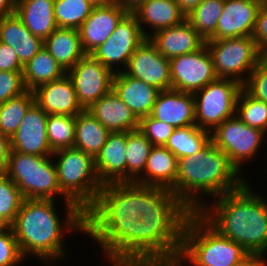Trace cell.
<instances>
[{"label": "cell", "instance_id": "6da1fadb", "mask_svg": "<svg viewBox=\"0 0 267 266\" xmlns=\"http://www.w3.org/2000/svg\"><path fill=\"white\" fill-rule=\"evenodd\" d=\"M148 211H190L170 190L134 182L102 186L85 212V233L104 254L139 256V222Z\"/></svg>", "mask_w": 267, "mask_h": 266}, {"label": "cell", "instance_id": "7a4b0ae2", "mask_svg": "<svg viewBox=\"0 0 267 266\" xmlns=\"http://www.w3.org/2000/svg\"><path fill=\"white\" fill-rule=\"evenodd\" d=\"M55 203V200H23L11 228L25 259L32 254L47 266H54L57 260L66 258L65 235L71 231L85 233V213L74 202H64L66 216L62 221Z\"/></svg>", "mask_w": 267, "mask_h": 266}, {"label": "cell", "instance_id": "3957f363", "mask_svg": "<svg viewBox=\"0 0 267 266\" xmlns=\"http://www.w3.org/2000/svg\"><path fill=\"white\" fill-rule=\"evenodd\" d=\"M250 182L202 206L198 213L248 253L267 254V199ZM213 203V204H212Z\"/></svg>", "mask_w": 267, "mask_h": 266}, {"label": "cell", "instance_id": "277c9868", "mask_svg": "<svg viewBox=\"0 0 267 266\" xmlns=\"http://www.w3.org/2000/svg\"><path fill=\"white\" fill-rule=\"evenodd\" d=\"M244 178L210 140L193 156L178 159V173L170 191L191 212H198L207 202L204 197L211 199L235 191L247 181Z\"/></svg>", "mask_w": 267, "mask_h": 266}, {"label": "cell", "instance_id": "5b68a950", "mask_svg": "<svg viewBox=\"0 0 267 266\" xmlns=\"http://www.w3.org/2000/svg\"><path fill=\"white\" fill-rule=\"evenodd\" d=\"M249 253L221 235L198 212L187 217L179 256L190 266H232Z\"/></svg>", "mask_w": 267, "mask_h": 266}, {"label": "cell", "instance_id": "8992f818", "mask_svg": "<svg viewBox=\"0 0 267 266\" xmlns=\"http://www.w3.org/2000/svg\"><path fill=\"white\" fill-rule=\"evenodd\" d=\"M52 158L56 162L64 201L74 202L85 213L95 203L103 186L98 179L94 158L74 147L56 151Z\"/></svg>", "mask_w": 267, "mask_h": 266}, {"label": "cell", "instance_id": "52a82bcc", "mask_svg": "<svg viewBox=\"0 0 267 266\" xmlns=\"http://www.w3.org/2000/svg\"><path fill=\"white\" fill-rule=\"evenodd\" d=\"M191 211H148L139 222V256L149 261L178 256Z\"/></svg>", "mask_w": 267, "mask_h": 266}, {"label": "cell", "instance_id": "ba28073f", "mask_svg": "<svg viewBox=\"0 0 267 266\" xmlns=\"http://www.w3.org/2000/svg\"><path fill=\"white\" fill-rule=\"evenodd\" d=\"M52 156L25 154L11 149L6 175L24 199L55 200L62 196Z\"/></svg>", "mask_w": 267, "mask_h": 266}, {"label": "cell", "instance_id": "9c48e42d", "mask_svg": "<svg viewBox=\"0 0 267 266\" xmlns=\"http://www.w3.org/2000/svg\"><path fill=\"white\" fill-rule=\"evenodd\" d=\"M206 46L217 77L233 79L242 85L262 55L252 36L206 40Z\"/></svg>", "mask_w": 267, "mask_h": 266}, {"label": "cell", "instance_id": "30bf717a", "mask_svg": "<svg viewBox=\"0 0 267 266\" xmlns=\"http://www.w3.org/2000/svg\"><path fill=\"white\" fill-rule=\"evenodd\" d=\"M241 89L242 84L236 80L217 78L194 92L196 126L211 133L226 119L235 116Z\"/></svg>", "mask_w": 267, "mask_h": 266}, {"label": "cell", "instance_id": "8fae6325", "mask_svg": "<svg viewBox=\"0 0 267 266\" xmlns=\"http://www.w3.org/2000/svg\"><path fill=\"white\" fill-rule=\"evenodd\" d=\"M265 136L264 132L246 125L235 115L217 126L210 133V140L242 175L244 163L257 157Z\"/></svg>", "mask_w": 267, "mask_h": 266}, {"label": "cell", "instance_id": "7c38bea8", "mask_svg": "<svg viewBox=\"0 0 267 266\" xmlns=\"http://www.w3.org/2000/svg\"><path fill=\"white\" fill-rule=\"evenodd\" d=\"M145 39L137 17L133 13H127L117 24L110 38L97 47L91 55L113 72H121ZM115 65H120L121 68Z\"/></svg>", "mask_w": 267, "mask_h": 266}, {"label": "cell", "instance_id": "4fadbf2b", "mask_svg": "<svg viewBox=\"0 0 267 266\" xmlns=\"http://www.w3.org/2000/svg\"><path fill=\"white\" fill-rule=\"evenodd\" d=\"M114 74L91 54H85L67 71L83 110L89 109L102 96L112 91Z\"/></svg>", "mask_w": 267, "mask_h": 266}, {"label": "cell", "instance_id": "5bb4252c", "mask_svg": "<svg viewBox=\"0 0 267 266\" xmlns=\"http://www.w3.org/2000/svg\"><path fill=\"white\" fill-rule=\"evenodd\" d=\"M171 89L194 93L218 77L206 44L199 50L170 59Z\"/></svg>", "mask_w": 267, "mask_h": 266}, {"label": "cell", "instance_id": "9a60e30c", "mask_svg": "<svg viewBox=\"0 0 267 266\" xmlns=\"http://www.w3.org/2000/svg\"><path fill=\"white\" fill-rule=\"evenodd\" d=\"M123 72L160 91L171 89L170 60L157 51L149 38L138 46Z\"/></svg>", "mask_w": 267, "mask_h": 266}, {"label": "cell", "instance_id": "2e32d148", "mask_svg": "<svg viewBox=\"0 0 267 266\" xmlns=\"http://www.w3.org/2000/svg\"><path fill=\"white\" fill-rule=\"evenodd\" d=\"M47 116L48 114L34 103L10 138L11 149L25 154L52 156L47 138Z\"/></svg>", "mask_w": 267, "mask_h": 266}, {"label": "cell", "instance_id": "e0dca14e", "mask_svg": "<svg viewBox=\"0 0 267 266\" xmlns=\"http://www.w3.org/2000/svg\"><path fill=\"white\" fill-rule=\"evenodd\" d=\"M127 13L114 1L103 7L92 8L89 17L79 28L81 46L85 54H91L109 39L117 24Z\"/></svg>", "mask_w": 267, "mask_h": 266}, {"label": "cell", "instance_id": "ac0fdd59", "mask_svg": "<svg viewBox=\"0 0 267 266\" xmlns=\"http://www.w3.org/2000/svg\"><path fill=\"white\" fill-rule=\"evenodd\" d=\"M259 8L249 0H225L215 33L208 40L252 36Z\"/></svg>", "mask_w": 267, "mask_h": 266}, {"label": "cell", "instance_id": "d6986e66", "mask_svg": "<svg viewBox=\"0 0 267 266\" xmlns=\"http://www.w3.org/2000/svg\"><path fill=\"white\" fill-rule=\"evenodd\" d=\"M150 116L175 129L196 125L193 93L174 89L160 91Z\"/></svg>", "mask_w": 267, "mask_h": 266}, {"label": "cell", "instance_id": "ffe728a7", "mask_svg": "<svg viewBox=\"0 0 267 266\" xmlns=\"http://www.w3.org/2000/svg\"><path fill=\"white\" fill-rule=\"evenodd\" d=\"M149 40L167 59L195 52L206 44L197 31L185 19L182 23L152 33Z\"/></svg>", "mask_w": 267, "mask_h": 266}, {"label": "cell", "instance_id": "44dd1931", "mask_svg": "<svg viewBox=\"0 0 267 266\" xmlns=\"http://www.w3.org/2000/svg\"><path fill=\"white\" fill-rule=\"evenodd\" d=\"M33 94L35 103L47 114L76 116L83 111L77 100L73 83L67 74L39 86Z\"/></svg>", "mask_w": 267, "mask_h": 266}, {"label": "cell", "instance_id": "7402d4cb", "mask_svg": "<svg viewBox=\"0 0 267 266\" xmlns=\"http://www.w3.org/2000/svg\"><path fill=\"white\" fill-rule=\"evenodd\" d=\"M127 132H110L96 156L95 169L102 185L126 182Z\"/></svg>", "mask_w": 267, "mask_h": 266}, {"label": "cell", "instance_id": "603a6c76", "mask_svg": "<svg viewBox=\"0 0 267 266\" xmlns=\"http://www.w3.org/2000/svg\"><path fill=\"white\" fill-rule=\"evenodd\" d=\"M112 90L139 120L151 114L160 92L159 89L135 79L123 71L114 74Z\"/></svg>", "mask_w": 267, "mask_h": 266}, {"label": "cell", "instance_id": "cb8c5ba5", "mask_svg": "<svg viewBox=\"0 0 267 266\" xmlns=\"http://www.w3.org/2000/svg\"><path fill=\"white\" fill-rule=\"evenodd\" d=\"M109 132H128L139 129V119L113 92L102 96L87 109Z\"/></svg>", "mask_w": 267, "mask_h": 266}, {"label": "cell", "instance_id": "d4e9b609", "mask_svg": "<svg viewBox=\"0 0 267 266\" xmlns=\"http://www.w3.org/2000/svg\"><path fill=\"white\" fill-rule=\"evenodd\" d=\"M0 42L16 51L23 66L44 46L43 41L25 27L16 13L0 16Z\"/></svg>", "mask_w": 267, "mask_h": 266}, {"label": "cell", "instance_id": "484cf974", "mask_svg": "<svg viewBox=\"0 0 267 266\" xmlns=\"http://www.w3.org/2000/svg\"><path fill=\"white\" fill-rule=\"evenodd\" d=\"M133 14L137 17L142 33L148 38L152 33L176 26L186 19L176 0H147ZM145 25L153 30L148 32Z\"/></svg>", "mask_w": 267, "mask_h": 266}, {"label": "cell", "instance_id": "4316f807", "mask_svg": "<svg viewBox=\"0 0 267 266\" xmlns=\"http://www.w3.org/2000/svg\"><path fill=\"white\" fill-rule=\"evenodd\" d=\"M177 173L178 158L165 146H153L143 174L134 183L170 190Z\"/></svg>", "mask_w": 267, "mask_h": 266}, {"label": "cell", "instance_id": "83f0119b", "mask_svg": "<svg viewBox=\"0 0 267 266\" xmlns=\"http://www.w3.org/2000/svg\"><path fill=\"white\" fill-rule=\"evenodd\" d=\"M15 13L25 27L42 41L58 28L54 0H17Z\"/></svg>", "mask_w": 267, "mask_h": 266}, {"label": "cell", "instance_id": "f1b7e54d", "mask_svg": "<svg viewBox=\"0 0 267 266\" xmlns=\"http://www.w3.org/2000/svg\"><path fill=\"white\" fill-rule=\"evenodd\" d=\"M43 43L66 72L85 55L81 46L79 29L58 27Z\"/></svg>", "mask_w": 267, "mask_h": 266}, {"label": "cell", "instance_id": "f546056e", "mask_svg": "<svg viewBox=\"0 0 267 266\" xmlns=\"http://www.w3.org/2000/svg\"><path fill=\"white\" fill-rule=\"evenodd\" d=\"M109 131L87 110L75 118V142L73 147L82 150L94 159L106 143Z\"/></svg>", "mask_w": 267, "mask_h": 266}, {"label": "cell", "instance_id": "4dcf8cb0", "mask_svg": "<svg viewBox=\"0 0 267 266\" xmlns=\"http://www.w3.org/2000/svg\"><path fill=\"white\" fill-rule=\"evenodd\" d=\"M67 72L43 46L24 66L23 80L27 90L34 91L39 86L63 77Z\"/></svg>", "mask_w": 267, "mask_h": 266}, {"label": "cell", "instance_id": "1f68e13d", "mask_svg": "<svg viewBox=\"0 0 267 266\" xmlns=\"http://www.w3.org/2000/svg\"><path fill=\"white\" fill-rule=\"evenodd\" d=\"M152 147L139 129L127 132L126 182H135L143 174Z\"/></svg>", "mask_w": 267, "mask_h": 266}, {"label": "cell", "instance_id": "d6a6232c", "mask_svg": "<svg viewBox=\"0 0 267 266\" xmlns=\"http://www.w3.org/2000/svg\"><path fill=\"white\" fill-rule=\"evenodd\" d=\"M210 141V132L196 125L176 128L169 137L165 147L178 159L193 156L201 151Z\"/></svg>", "mask_w": 267, "mask_h": 266}, {"label": "cell", "instance_id": "836d02e7", "mask_svg": "<svg viewBox=\"0 0 267 266\" xmlns=\"http://www.w3.org/2000/svg\"><path fill=\"white\" fill-rule=\"evenodd\" d=\"M34 103L33 91L26 90L0 104V133L11 138L18 130L26 112Z\"/></svg>", "mask_w": 267, "mask_h": 266}, {"label": "cell", "instance_id": "e575fe53", "mask_svg": "<svg viewBox=\"0 0 267 266\" xmlns=\"http://www.w3.org/2000/svg\"><path fill=\"white\" fill-rule=\"evenodd\" d=\"M225 0H203L188 15L186 20L205 40H208L217 28Z\"/></svg>", "mask_w": 267, "mask_h": 266}, {"label": "cell", "instance_id": "d590c367", "mask_svg": "<svg viewBox=\"0 0 267 266\" xmlns=\"http://www.w3.org/2000/svg\"><path fill=\"white\" fill-rule=\"evenodd\" d=\"M76 116L48 114L47 138L52 152L72 148L75 142Z\"/></svg>", "mask_w": 267, "mask_h": 266}, {"label": "cell", "instance_id": "8d00e7d4", "mask_svg": "<svg viewBox=\"0 0 267 266\" xmlns=\"http://www.w3.org/2000/svg\"><path fill=\"white\" fill-rule=\"evenodd\" d=\"M236 116L246 125L267 134V103L253 98L243 88L236 101Z\"/></svg>", "mask_w": 267, "mask_h": 266}, {"label": "cell", "instance_id": "74e56055", "mask_svg": "<svg viewBox=\"0 0 267 266\" xmlns=\"http://www.w3.org/2000/svg\"><path fill=\"white\" fill-rule=\"evenodd\" d=\"M92 11L86 0H54V17L58 27L79 29Z\"/></svg>", "mask_w": 267, "mask_h": 266}, {"label": "cell", "instance_id": "f35d334b", "mask_svg": "<svg viewBox=\"0 0 267 266\" xmlns=\"http://www.w3.org/2000/svg\"><path fill=\"white\" fill-rule=\"evenodd\" d=\"M24 197L6 174H0V218L8 225L14 222Z\"/></svg>", "mask_w": 267, "mask_h": 266}, {"label": "cell", "instance_id": "ab89813d", "mask_svg": "<svg viewBox=\"0 0 267 266\" xmlns=\"http://www.w3.org/2000/svg\"><path fill=\"white\" fill-rule=\"evenodd\" d=\"M242 88L253 98L267 103V55L262 54Z\"/></svg>", "mask_w": 267, "mask_h": 266}, {"label": "cell", "instance_id": "60d3db41", "mask_svg": "<svg viewBox=\"0 0 267 266\" xmlns=\"http://www.w3.org/2000/svg\"><path fill=\"white\" fill-rule=\"evenodd\" d=\"M139 130L153 146H165L175 128L149 115L140 119Z\"/></svg>", "mask_w": 267, "mask_h": 266}, {"label": "cell", "instance_id": "b9f144b4", "mask_svg": "<svg viewBox=\"0 0 267 266\" xmlns=\"http://www.w3.org/2000/svg\"><path fill=\"white\" fill-rule=\"evenodd\" d=\"M22 256L11 226L0 230V266H19Z\"/></svg>", "mask_w": 267, "mask_h": 266}, {"label": "cell", "instance_id": "7bdbcfd3", "mask_svg": "<svg viewBox=\"0 0 267 266\" xmlns=\"http://www.w3.org/2000/svg\"><path fill=\"white\" fill-rule=\"evenodd\" d=\"M26 90L23 72L0 71V104Z\"/></svg>", "mask_w": 267, "mask_h": 266}, {"label": "cell", "instance_id": "ee69618b", "mask_svg": "<svg viewBox=\"0 0 267 266\" xmlns=\"http://www.w3.org/2000/svg\"><path fill=\"white\" fill-rule=\"evenodd\" d=\"M252 38L260 52L267 55V5L258 10Z\"/></svg>", "mask_w": 267, "mask_h": 266}, {"label": "cell", "instance_id": "f6af8a7d", "mask_svg": "<svg viewBox=\"0 0 267 266\" xmlns=\"http://www.w3.org/2000/svg\"><path fill=\"white\" fill-rule=\"evenodd\" d=\"M24 66L18 59L16 51L0 42V71L23 72Z\"/></svg>", "mask_w": 267, "mask_h": 266}, {"label": "cell", "instance_id": "bcb514c9", "mask_svg": "<svg viewBox=\"0 0 267 266\" xmlns=\"http://www.w3.org/2000/svg\"><path fill=\"white\" fill-rule=\"evenodd\" d=\"M104 255L110 266H150V261L141 256Z\"/></svg>", "mask_w": 267, "mask_h": 266}, {"label": "cell", "instance_id": "7dc6e473", "mask_svg": "<svg viewBox=\"0 0 267 266\" xmlns=\"http://www.w3.org/2000/svg\"><path fill=\"white\" fill-rule=\"evenodd\" d=\"M10 151V138L0 133V174L6 173Z\"/></svg>", "mask_w": 267, "mask_h": 266}, {"label": "cell", "instance_id": "c3c4849f", "mask_svg": "<svg viewBox=\"0 0 267 266\" xmlns=\"http://www.w3.org/2000/svg\"><path fill=\"white\" fill-rule=\"evenodd\" d=\"M264 255L257 253H249L241 261L232 266H267V259Z\"/></svg>", "mask_w": 267, "mask_h": 266}, {"label": "cell", "instance_id": "681fc988", "mask_svg": "<svg viewBox=\"0 0 267 266\" xmlns=\"http://www.w3.org/2000/svg\"><path fill=\"white\" fill-rule=\"evenodd\" d=\"M179 255L169 258H160L150 261V266H186Z\"/></svg>", "mask_w": 267, "mask_h": 266}, {"label": "cell", "instance_id": "f907efd6", "mask_svg": "<svg viewBox=\"0 0 267 266\" xmlns=\"http://www.w3.org/2000/svg\"><path fill=\"white\" fill-rule=\"evenodd\" d=\"M115 3L123 7L128 13H133L147 0H113Z\"/></svg>", "mask_w": 267, "mask_h": 266}, {"label": "cell", "instance_id": "816d5d0a", "mask_svg": "<svg viewBox=\"0 0 267 266\" xmlns=\"http://www.w3.org/2000/svg\"><path fill=\"white\" fill-rule=\"evenodd\" d=\"M17 0H0V16L12 15L16 11Z\"/></svg>", "mask_w": 267, "mask_h": 266}, {"label": "cell", "instance_id": "f5cc1de1", "mask_svg": "<svg viewBox=\"0 0 267 266\" xmlns=\"http://www.w3.org/2000/svg\"><path fill=\"white\" fill-rule=\"evenodd\" d=\"M203 0H176L180 10L188 15L193 9H195Z\"/></svg>", "mask_w": 267, "mask_h": 266}, {"label": "cell", "instance_id": "db71d44e", "mask_svg": "<svg viewBox=\"0 0 267 266\" xmlns=\"http://www.w3.org/2000/svg\"><path fill=\"white\" fill-rule=\"evenodd\" d=\"M92 8L103 7L111 3L113 0H86Z\"/></svg>", "mask_w": 267, "mask_h": 266}, {"label": "cell", "instance_id": "11a10c76", "mask_svg": "<svg viewBox=\"0 0 267 266\" xmlns=\"http://www.w3.org/2000/svg\"><path fill=\"white\" fill-rule=\"evenodd\" d=\"M249 1L258 4L259 6H265V5H267V0H249Z\"/></svg>", "mask_w": 267, "mask_h": 266}, {"label": "cell", "instance_id": "9f6ffc18", "mask_svg": "<svg viewBox=\"0 0 267 266\" xmlns=\"http://www.w3.org/2000/svg\"><path fill=\"white\" fill-rule=\"evenodd\" d=\"M8 227V225L0 218V230Z\"/></svg>", "mask_w": 267, "mask_h": 266}]
</instances>
